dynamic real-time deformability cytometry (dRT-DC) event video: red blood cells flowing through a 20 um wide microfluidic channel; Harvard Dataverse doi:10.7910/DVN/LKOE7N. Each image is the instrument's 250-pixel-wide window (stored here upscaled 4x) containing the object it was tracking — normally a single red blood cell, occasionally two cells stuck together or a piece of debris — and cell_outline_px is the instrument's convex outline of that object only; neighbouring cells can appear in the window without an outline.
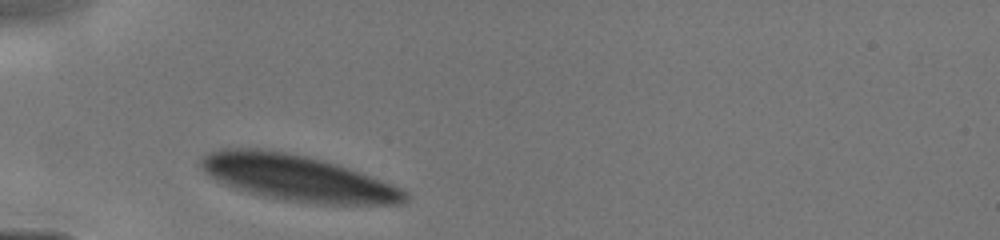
{"species": "human", "species_latin": "Homo sapiens", "temperature_condition": "cold", "stored_images_in_passage": 28, "camera_frame_rate_fps": 3000, "um_per_image_px": 0.085, "donor": {"sex": "male"}, "frame": {"image": 1, "passage_image": 1, "time_ms": 0.0, "image_size_px": [1000, 240], "cell_outline_px": [[412, 196], [408, 200], [400, 204], [316, 204], [284, 200], [260, 196], [232, 188], [208, 176], [204, 172], [200, 164], [200, 156], [208, 152], [220, 148], [260, 148], [284, 152], [304, 156], [336, 164], [360, 172], [392, 184], [408, 192]], "centroid_in_image_um": [25.24, 15.14], "position_along_channel_um": 59.8, "area_um2": 54.97}}
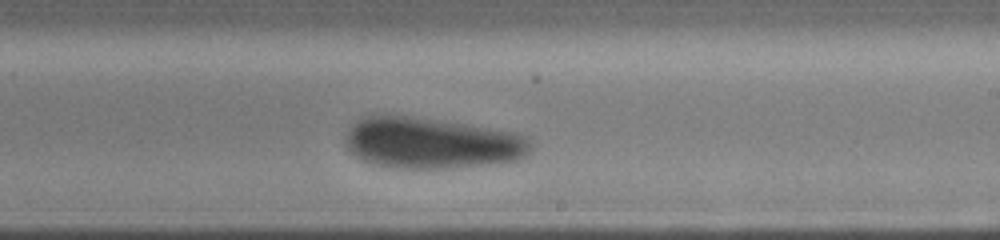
{"frame": {"image": 2, "passage_image": 16, "time_ms": 4.667, "image_size_px": [1000, 240], "cell_outline_px": [[532, 148], [520, 160], [488, 164], [448, 168], [392, 168], [372, 164], [360, 160], [348, 148], [348, 128], [360, 116], [408, 116], [468, 124], [520, 132], [528, 136], [532, 144]], "centroid_in_image_um": [36.74, 12.16], "position_along_channel_um": 252.3, "area_um2": 55.43}}
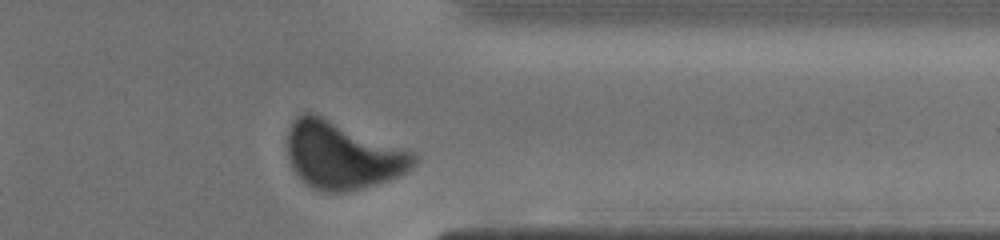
{"frame": {"image": 3, "passage_image": 25, "time_ms": 7.667, "image_size_px": [1000, 240], "cell_outline_px": [[420, 160], [412, 168], [400, 176], [388, 180], [356, 188], [332, 192], [316, 188], [308, 184], [292, 168], [288, 160], [288, 132], [292, 120], [300, 112], [312, 112], [416, 152], [420, 156]], "centroid_in_image_um": [29.15, 13.15], "position_along_channel_um": 382.3, "area_um2": 49.42}}